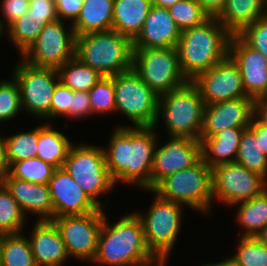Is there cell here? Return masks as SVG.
<instances>
[{
  "mask_svg": "<svg viewBox=\"0 0 267 266\" xmlns=\"http://www.w3.org/2000/svg\"><path fill=\"white\" fill-rule=\"evenodd\" d=\"M156 127L117 126L103 147L107 169L115 185L124 182L150 191Z\"/></svg>",
  "mask_w": 267,
  "mask_h": 266,
  "instance_id": "obj_1",
  "label": "cell"
},
{
  "mask_svg": "<svg viewBox=\"0 0 267 266\" xmlns=\"http://www.w3.org/2000/svg\"><path fill=\"white\" fill-rule=\"evenodd\" d=\"M104 211L98 236L97 253L92 263L106 266H166L148 249L141 218L128 212L113 224Z\"/></svg>",
  "mask_w": 267,
  "mask_h": 266,
  "instance_id": "obj_2",
  "label": "cell"
},
{
  "mask_svg": "<svg viewBox=\"0 0 267 266\" xmlns=\"http://www.w3.org/2000/svg\"><path fill=\"white\" fill-rule=\"evenodd\" d=\"M232 34L216 19L181 31L176 46L182 73L188 81L212 68L229 54Z\"/></svg>",
  "mask_w": 267,
  "mask_h": 266,
  "instance_id": "obj_3",
  "label": "cell"
},
{
  "mask_svg": "<svg viewBox=\"0 0 267 266\" xmlns=\"http://www.w3.org/2000/svg\"><path fill=\"white\" fill-rule=\"evenodd\" d=\"M75 57L103 76L132 69L133 41L111 29L76 36Z\"/></svg>",
  "mask_w": 267,
  "mask_h": 266,
  "instance_id": "obj_4",
  "label": "cell"
},
{
  "mask_svg": "<svg viewBox=\"0 0 267 266\" xmlns=\"http://www.w3.org/2000/svg\"><path fill=\"white\" fill-rule=\"evenodd\" d=\"M205 103L192 81L173 89L158 99V121L162 117L168 137H188L199 140Z\"/></svg>",
  "mask_w": 267,
  "mask_h": 266,
  "instance_id": "obj_5",
  "label": "cell"
},
{
  "mask_svg": "<svg viewBox=\"0 0 267 266\" xmlns=\"http://www.w3.org/2000/svg\"><path fill=\"white\" fill-rule=\"evenodd\" d=\"M151 191L163 199L209 215L213 202L212 168L201 159L191 168L165 177Z\"/></svg>",
  "mask_w": 267,
  "mask_h": 266,
  "instance_id": "obj_6",
  "label": "cell"
},
{
  "mask_svg": "<svg viewBox=\"0 0 267 266\" xmlns=\"http://www.w3.org/2000/svg\"><path fill=\"white\" fill-rule=\"evenodd\" d=\"M62 168L97 205L106 208L105 204L110 202L105 200L103 205L98 198L116 185L109 175L103 146L72 144Z\"/></svg>",
  "mask_w": 267,
  "mask_h": 266,
  "instance_id": "obj_7",
  "label": "cell"
},
{
  "mask_svg": "<svg viewBox=\"0 0 267 266\" xmlns=\"http://www.w3.org/2000/svg\"><path fill=\"white\" fill-rule=\"evenodd\" d=\"M154 201L145 215L137 212L144 228L148 249L163 264H167L182 226L183 205L159 197L155 192Z\"/></svg>",
  "mask_w": 267,
  "mask_h": 266,
  "instance_id": "obj_8",
  "label": "cell"
},
{
  "mask_svg": "<svg viewBox=\"0 0 267 266\" xmlns=\"http://www.w3.org/2000/svg\"><path fill=\"white\" fill-rule=\"evenodd\" d=\"M115 112L121 113L133 127H154L159 95L133 70L114 75Z\"/></svg>",
  "mask_w": 267,
  "mask_h": 266,
  "instance_id": "obj_9",
  "label": "cell"
},
{
  "mask_svg": "<svg viewBox=\"0 0 267 266\" xmlns=\"http://www.w3.org/2000/svg\"><path fill=\"white\" fill-rule=\"evenodd\" d=\"M132 69L159 96L188 82L176 47L133 49Z\"/></svg>",
  "mask_w": 267,
  "mask_h": 266,
  "instance_id": "obj_10",
  "label": "cell"
},
{
  "mask_svg": "<svg viewBox=\"0 0 267 266\" xmlns=\"http://www.w3.org/2000/svg\"><path fill=\"white\" fill-rule=\"evenodd\" d=\"M12 73L20 88L22 110L41 120L51 119V102L60 82L55 68L36 67L21 59Z\"/></svg>",
  "mask_w": 267,
  "mask_h": 266,
  "instance_id": "obj_11",
  "label": "cell"
},
{
  "mask_svg": "<svg viewBox=\"0 0 267 266\" xmlns=\"http://www.w3.org/2000/svg\"><path fill=\"white\" fill-rule=\"evenodd\" d=\"M66 29L64 21L47 23L36 41L21 56L22 60L36 67L63 66L75 57L76 35L72 24Z\"/></svg>",
  "mask_w": 267,
  "mask_h": 266,
  "instance_id": "obj_12",
  "label": "cell"
},
{
  "mask_svg": "<svg viewBox=\"0 0 267 266\" xmlns=\"http://www.w3.org/2000/svg\"><path fill=\"white\" fill-rule=\"evenodd\" d=\"M267 180L236 162L212 168L213 200L231 206L262 194Z\"/></svg>",
  "mask_w": 267,
  "mask_h": 266,
  "instance_id": "obj_13",
  "label": "cell"
},
{
  "mask_svg": "<svg viewBox=\"0 0 267 266\" xmlns=\"http://www.w3.org/2000/svg\"><path fill=\"white\" fill-rule=\"evenodd\" d=\"M104 208L84 215L53 218L69 257L92 262L97 253L98 236L103 223Z\"/></svg>",
  "mask_w": 267,
  "mask_h": 266,
  "instance_id": "obj_14",
  "label": "cell"
},
{
  "mask_svg": "<svg viewBox=\"0 0 267 266\" xmlns=\"http://www.w3.org/2000/svg\"><path fill=\"white\" fill-rule=\"evenodd\" d=\"M169 141L156 146L153 156L150 191L165 177L191 168L202 159L200 140L188 137H168Z\"/></svg>",
  "mask_w": 267,
  "mask_h": 266,
  "instance_id": "obj_15",
  "label": "cell"
},
{
  "mask_svg": "<svg viewBox=\"0 0 267 266\" xmlns=\"http://www.w3.org/2000/svg\"><path fill=\"white\" fill-rule=\"evenodd\" d=\"M192 82L199 89L205 105L248 97L244 91L240 70L228 55Z\"/></svg>",
  "mask_w": 267,
  "mask_h": 266,
  "instance_id": "obj_16",
  "label": "cell"
},
{
  "mask_svg": "<svg viewBox=\"0 0 267 266\" xmlns=\"http://www.w3.org/2000/svg\"><path fill=\"white\" fill-rule=\"evenodd\" d=\"M237 64L245 93L252 99L267 98V59L249 47L238 35H232L229 54Z\"/></svg>",
  "mask_w": 267,
  "mask_h": 266,
  "instance_id": "obj_17",
  "label": "cell"
},
{
  "mask_svg": "<svg viewBox=\"0 0 267 266\" xmlns=\"http://www.w3.org/2000/svg\"><path fill=\"white\" fill-rule=\"evenodd\" d=\"M251 97H242L205 105L199 140L214 136L227 128L249 127L254 117Z\"/></svg>",
  "mask_w": 267,
  "mask_h": 266,
  "instance_id": "obj_18",
  "label": "cell"
},
{
  "mask_svg": "<svg viewBox=\"0 0 267 266\" xmlns=\"http://www.w3.org/2000/svg\"><path fill=\"white\" fill-rule=\"evenodd\" d=\"M48 187L53 203L54 218L65 215H84L101 208L62 167L54 171Z\"/></svg>",
  "mask_w": 267,
  "mask_h": 266,
  "instance_id": "obj_19",
  "label": "cell"
},
{
  "mask_svg": "<svg viewBox=\"0 0 267 266\" xmlns=\"http://www.w3.org/2000/svg\"><path fill=\"white\" fill-rule=\"evenodd\" d=\"M181 36L169 9L151 6L133 49L176 47Z\"/></svg>",
  "mask_w": 267,
  "mask_h": 266,
  "instance_id": "obj_20",
  "label": "cell"
},
{
  "mask_svg": "<svg viewBox=\"0 0 267 266\" xmlns=\"http://www.w3.org/2000/svg\"><path fill=\"white\" fill-rule=\"evenodd\" d=\"M28 237L37 266H63L69 254L61 233L52 220L36 221Z\"/></svg>",
  "mask_w": 267,
  "mask_h": 266,
  "instance_id": "obj_21",
  "label": "cell"
},
{
  "mask_svg": "<svg viewBox=\"0 0 267 266\" xmlns=\"http://www.w3.org/2000/svg\"><path fill=\"white\" fill-rule=\"evenodd\" d=\"M18 202L27 217L35 214L38 221L54 218L53 203L48 184H37L13 177L8 173L1 181Z\"/></svg>",
  "mask_w": 267,
  "mask_h": 266,
  "instance_id": "obj_22",
  "label": "cell"
},
{
  "mask_svg": "<svg viewBox=\"0 0 267 266\" xmlns=\"http://www.w3.org/2000/svg\"><path fill=\"white\" fill-rule=\"evenodd\" d=\"M248 127L227 128L201 142L202 159L213 168L220 164L235 162L240 139Z\"/></svg>",
  "mask_w": 267,
  "mask_h": 266,
  "instance_id": "obj_23",
  "label": "cell"
},
{
  "mask_svg": "<svg viewBox=\"0 0 267 266\" xmlns=\"http://www.w3.org/2000/svg\"><path fill=\"white\" fill-rule=\"evenodd\" d=\"M267 15V0H226L216 18L232 35Z\"/></svg>",
  "mask_w": 267,
  "mask_h": 266,
  "instance_id": "obj_24",
  "label": "cell"
},
{
  "mask_svg": "<svg viewBox=\"0 0 267 266\" xmlns=\"http://www.w3.org/2000/svg\"><path fill=\"white\" fill-rule=\"evenodd\" d=\"M152 0H114L112 29L132 41L140 33Z\"/></svg>",
  "mask_w": 267,
  "mask_h": 266,
  "instance_id": "obj_25",
  "label": "cell"
},
{
  "mask_svg": "<svg viewBox=\"0 0 267 266\" xmlns=\"http://www.w3.org/2000/svg\"><path fill=\"white\" fill-rule=\"evenodd\" d=\"M114 0H85L72 23L75 35L112 29Z\"/></svg>",
  "mask_w": 267,
  "mask_h": 266,
  "instance_id": "obj_26",
  "label": "cell"
},
{
  "mask_svg": "<svg viewBox=\"0 0 267 266\" xmlns=\"http://www.w3.org/2000/svg\"><path fill=\"white\" fill-rule=\"evenodd\" d=\"M38 126L37 158L45 163L61 168L73 144L65 134L55 130L52 122Z\"/></svg>",
  "mask_w": 267,
  "mask_h": 266,
  "instance_id": "obj_27",
  "label": "cell"
},
{
  "mask_svg": "<svg viewBox=\"0 0 267 266\" xmlns=\"http://www.w3.org/2000/svg\"><path fill=\"white\" fill-rule=\"evenodd\" d=\"M232 206H238L235 221L244 229L240 237H254L267 225V189L250 200Z\"/></svg>",
  "mask_w": 267,
  "mask_h": 266,
  "instance_id": "obj_28",
  "label": "cell"
},
{
  "mask_svg": "<svg viewBox=\"0 0 267 266\" xmlns=\"http://www.w3.org/2000/svg\"><path fill=\"white\" fill-rule=\"evenodd\" d=\"M1 266H37L29 239L20 233L0 235Z\"/></svg>",
  "mask_w": 267,
  "mask_h": 266,
  "instance_id": "obj_29",
  "label": "cell"
},
{
  "mask_svg": "<svg viewBox=\"0 0 267 266\" xmlns=\"http://www.w3.org/2000/svg\"><path fill=\"white\" fill-rule=\"evenodd\" d=\"M59 81L73 91L89 92L103 77L98 71L82 63L77 57L57 69Z\"/></svg>",
  "mask_w": 267,
  "mask_h": 266,
  "instance_id": "obj_30",
  "label": "cell"
},
{
  "mask_svg": "<svg viewBox=\"0 0 267 266\" xmlns=\"http://www.w3.org/2000/svg\"><path fill=\"white\" fill-rule=\"evenodd\" d=\"M235 162L267 180V158L258 146V138L249 128L241 136Z\"/></svg>",
  "mask_w": 267,
  "mask_h": 266,
  "instance_id": "obj_31",
  "label": "cell"
},
{
  "mask_svg": "<svg viewBox=\"0 0 267 266\" xmlns=\"http://www.w3.org/2000/svg\"><path fill=\"white\" fill-rule=\"evenodd\" d=\"M26 218L18 202L12 197L6 186L0 182V235L23 233Z\"/></svg>",
  "mask_w": 267,
  "mask_h": 266,
  "instance_id": "obj_32",
  "label": "cell"
},
{
  "mask_svg": "<svg viewBox=\"0 0 267 266\" xmlns=\"http://www.w3.org/2000/svg\"><path fill=\"white\" fill-rule=\"evenodd\" d=\"M7 161L9 166L14 162L35 158L37 155L38 127L27 132L5 136Z\"/></svg>",
  "mask_w": 267,
  "mask_h": 266,
  "instance_id": "obj_33",
  "label": "cell"
},
{
  "mask_svg": "<svg viewBox=\"0 0 267 266\" xmlns=\"http://www.w3.org/2000/svg\"><path fill=\"white\" fill-rule=\"evenodd\" d=\"M43 27L35 23V20L26 13L6 29V34L16 49L18 48L19 55L22 56L36 41Z\"/></svg>",
  "mask_w": 267,
  "mask_h": 266,
  "instance_id": "obj_34",
  "label": "cell"
},
{
  "mask_svg": "<svg viewBox=\"0 0 267 266\" xmlns=\"http://www.w3.org/2000/svg\"><path fill=\"white\" fill-rule=\"evenodd\" d=\"M56 168L40 158H30L14 162L9 173L18 179L37 184H48Z\"/></svg>",
  "mask_w": 267,
  "mask_h": 266,
  "instance_id": "obj_35",
  "label": "cell"
},
{
  "mask_svg": "<svg viewBox=\"0 0 267 266\" xmlns=\"http://www.w3.org/2000/svg\"><path fill=\"white\" fill-rule=\"evenodd\" d=\"M90 106L92 114L110 115L116 110L114 76H103L90 89Z\"/></svg>",
  "mask_w": 267,
  "mask_h": 266,
  "instance_id": "obj_36",
  "label": "cell"
},
{
  "mask_svg": "<svg viewBox=\"0 0 267 266\" xmlns=\"http://www.w3.org/2000/svg\"><path fill=\"white\" fill-rule=\"evenodd\" d=\"M169 12L181 31L201 25L209 19L197 0H180L169 9Z\"/></svg>",
  "mask_w": 267,
  "mask_h": 266,
  "instance_id": "obj_37",
  "label": "cell"
},
{
  "mask_svg": "<svg viewBox=\"0 0 267 266\" xmlns=\"http://www.w3.org/2000/svg\"><path fill=\"white\" fill-rule=\"evenodd\" d=\"M231 258L239 266H267V246L255 236L240 237L237 251Z\"/></svg>",
  "mask_w": 267,
  "mask_h": 266,
  "instance_id": "obj_38",
  "label": "cell"
},
{
  "mask_svg": "<svg viewBox=\"0 0 267 266\" xmlns=\"http://www.w3.org/2000/svg\"><path fill=\"white\" fill-rule=\"evenodd\" d=\"M22 110L20 88L14 77L0 80V122L9 121Z\"/></svg>",
  "mask_w": 267,
  "mask_h": 266,
  "instance_id": "obj_39",
  "label": "cell"
},
{
  "mask_svg": "<svg viewBox=\"0 0 267 266\" xmlns=\"http://www.w3.org/2000/svg\"><path fill=\"white\" fill-rule=\"evenodd\" d=\"M249 47L267 59V15L257 19L237 34Z\"/></svg>",
  "mask_w": 267,
  "mask_h": 266,
  "instance_id": "obj_40",
  "label": "cell"
},
{
  "mask_svg": "<svg viewBox=\"0 0 267 266\" xmlns=\"http://www.w3.org/2000/svg\"><path fill=\"white\" fill-rule=\"evenodd\" d=\"M73 98V90L61 82L56 85L51 102V118L65 116L69 118V108Z\"/></svg>",
  "mask_w": 267,
  "mask_h": 266,
  "instance_id": "obj_41",
  "label": "cell"
},
{
  "mask_svg": "<svg viewBox=\"0 0 267 266\" xmlns=\"http://www.w3.org/2000/svg\"><path fill=\"white\" fill-rule=\"evenodd\" d=\"M28 16L35 20V23L45 26L47 23L58 20L55 0H40L30 3Z\"/></svg>",
  "mask_w": 267,
  "mask_h": 266,
  "instance_id": "obj_42",
  "label": "cell"
},
{
  "mask_svg": "<svg viewBox=\"0 0 267 266\" xmlns=\"http://www.w3.org/2000/svg\"><path fill=\"white\" fill-rule=\"evenodd\" d=\"M1 3V12L5 19V29L23 14H26L30 6L29 0H2Z\"/></svg>",
  "mask_w": 267,
  "mask_h": 266,
  "instance_id": "obj_43",
  "label": "cell"
},
{
  "mask_svg": "<svg viewBox=\"0 0 267 266\" xmlns=\"http://www.w3.org/2000/svg\"><path fill=\"white\" fill-rule=\"evenodd\" d=\"M93 116L90 106L89 92L73 91V98L69 108V117L72 119H80Z\"/></svg>",
  "mask_w": 267,
  "mask_h": 266,
  "instance_id": "obj_44",
  "label": "cell"
},
{
  "mask_svg": "<svg viewBox=\"0 0 267 266\" xmlns=\"http://www.w3.org/2000/svg\"><path fill=\"white\" fill-rule=\"evenodd\" d=\"M82 5L81 0H55L58 19L65 22L68 20L72 24L78 17Z\"/></svg>",
  "mask_w": 267,
  "mask_h": 266,
  "instance_id": "obj_45",
  "label": "cell"
},
{
  "mask_svg": "<svg viewBox=\"0 0 267 266\" xmlns=\"http://www.w3.org/2000/svg\"><path fill=\"white\" fill-rule=\"evenodd\" d=\"M258 138V146L267 158V127L263 126L255 117L248 127Z\"/></svg>",
  "mask_w": 267,
  "mask_h": 266,
  "instance_id": "obj_46",
  "label": "cell"
},
{
  "mask_svg": "<svg viewBox=\"0 0 267 266\" xmlns=\"http://www.w3.org/2000/svg\"><path fill=\"white\" fill-rule=\"evenodd\" d=\"M209 18H217L224 9L226 0H197Z\"/></svg>",
  "mask_w": 267,
  "mask_h": 266,
  "instance_id": "obj_47",
  "label": "cell"
},
{
  "mask_svg": "<svg viewBox=\"0 0 267 266\" xmlns=\"http://www.w3.org/2000/svg\"><path fill=\"white\" fill-rule=\"evenodd\" d=\"M254 117L267 127V98L256 99L254 102Z\"/></svg>",
  "mask_w": 267,
  "mask_h": 266,
  "instance_id": "obj_48",
  "label": "cell"
},
{
  "mask_svg": "<svg viewBox=\"0 0 267 266\" xmlns=\"http://www.w3.org/2000/svg\"><path fill=\"white\" fill-rule=\"evenodd\" d=\"M10 166L7 161L6 139L0 134V182L9 173Z\"/></svg>",
  "mask_w": 267,
  "mask_h": 266,
  "instance_id": "obj_49",
  "label": "cell"
},
{
  "mask_svg": "<svg viewBox=\"0 0 267 266\" xmlns=\"http://www.w3.org/2000/svg\"><path fill=\"white\" fill-rule=\"evenodd\" d=\"M180 0H152V5L160 8L170 9Z\"/></svg>",
  "mask_w": 267,
  "mask_h": 266,
  "instance_id": "obj_50",
  "label": "cell"
},
{
  "mask_svg": "<svg viewBox=\"0 0 267 266\" xmlns=\"http://www.w3.org/2000/svg\"><path fill=\"white\" fill-rule=\"evenodd\" d=\"M201 266H239L232 258L227 257V259L223 261H219L218 263H207Z\"/></svg>",
  "mask_w": 267,
  "mask_h": 266,
  "instance_id": "obj_51",
  "label": "cell"
},
{
  "mask_svg": "<svg viewBox=\"0 0 267 266\" xmlns=\"http://www.w3.org/2000/svg\"><path fill=\"white\" fill-rule=\"evenodd\" d=\"M255 237L264 245L267 246V225L262 228V230L255 235Z\"/></svg>",
  "mask_w": 267,
  "mask_h": 266,
  "instance_id": "obj_52",
  "label": "cell"
},
{
  "mask_svg": "<svg viewBox=\"0 0 267 266\" xmlns=\"http://www.w3.org/2000/svg\"><path fill=\"white\" fill-rule=\"evenodd\" d=\"M4 31H6V29L4 28L3 18L2 19L0 18V37L2 34L5 33Z\"/></svg>",
  "mask_w": 267,
  "mask_h": 266,
  "instance_id": "obj_53",
  "label": "cell"
},
{
  "mask_svg": "<svg viewBox=\"0 0 267 266\" xmlns=\"http://www.w3.org/2000/svg\"><path fill=\"white\" fill-rule=\"evenodd\" d=\"M34 1H40V0H29L30 3H31V2H34Z\"/></svg>",
  "mask_w": 267,
  "mask_h": 266,
  "instance_id": "obj_54",
  "label": "cell"
}]
</instances>
